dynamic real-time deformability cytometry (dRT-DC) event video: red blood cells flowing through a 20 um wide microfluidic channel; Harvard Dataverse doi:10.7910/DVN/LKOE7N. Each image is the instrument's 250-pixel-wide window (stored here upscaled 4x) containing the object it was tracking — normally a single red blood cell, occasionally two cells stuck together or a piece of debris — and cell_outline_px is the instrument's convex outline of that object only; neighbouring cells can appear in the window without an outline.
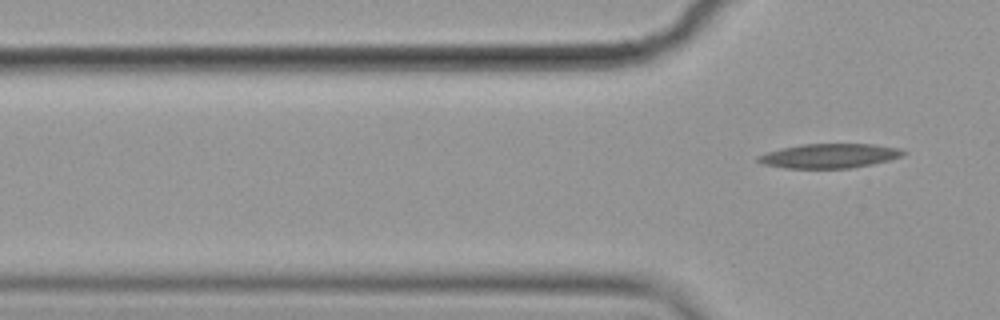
{"species": "common noctule bat (a hibernating species)", "species_latin": "Nyctalus noctula", "temperature_condition": "cold", "stored_images_in_passage": 4, "camera_frame_rate_fps": 3000, "um_per_image_px": 0.085, "animal": {"sex": "female", "body_mass_g": 19.9}, "frame": {"image": 1, "passage_image": 4, "time_ms": 1.0, "image_size_px": [1000, 320], "cell_outline_px": [[908, 152], [900, 156], [888, 160], [872, 164], [848, 168], [784, 168], [764, 164], [756, 160], [756, 156], [768, 152], [800, 144], [872, 144], [900, 148]], "centroid_in_image_um": [70.5, 13.24], "position_along_channel_um": 55.3, "area_um2": 20.46}}